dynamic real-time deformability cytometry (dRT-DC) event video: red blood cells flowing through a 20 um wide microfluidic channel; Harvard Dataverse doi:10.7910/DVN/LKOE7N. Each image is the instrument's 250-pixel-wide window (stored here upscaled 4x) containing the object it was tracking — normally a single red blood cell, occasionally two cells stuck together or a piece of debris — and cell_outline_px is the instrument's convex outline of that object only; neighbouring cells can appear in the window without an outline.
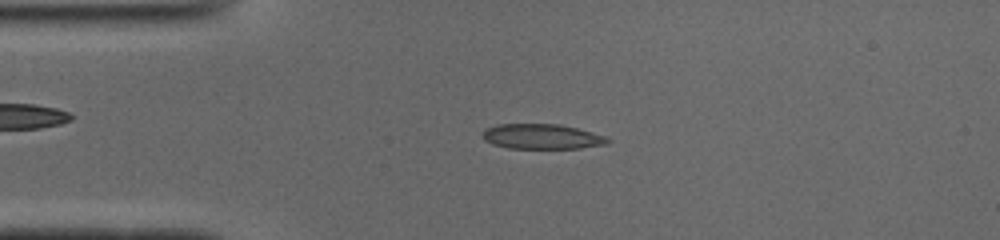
{"species": "common noctule bat (a hibernating species)", "species_latin": "Nyctalus noctula", "temperature_condition": "cold", "stored_images_in_passage": 49, "camera_frame_rate_fps": 3000, "um_per_image_px": 0.085, "animal": {"sex": "male", "body_mass_g": 19.0, "forearm_length_mm": 50.8}, "frame": {"image": 1, "passage_image": 10, "time_ms": 3.0, "image_size_px": [1000, 240], "cell_outline_px": [[612, 140], [608, 144], [580, 148], [508, 148], [492, 144], [484, 140], [484, 132], [488, 128], [496, 124], [560, 124], [576, 128], [604, 136]], "centroid_in_image_um": [46.08, 11.61], "position_along_channel_um": 38.9, "area_um2": 18.09}}
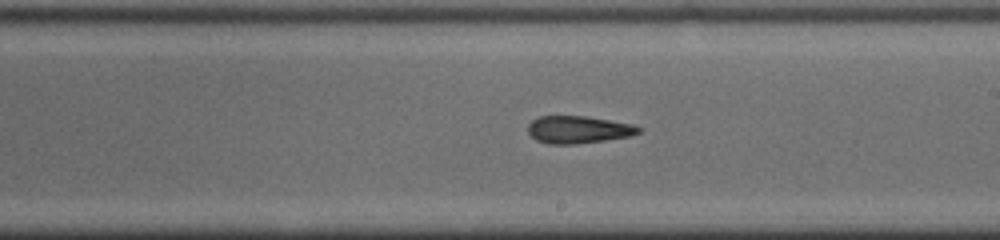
{"frame": {"image": 2, "passage_image": 27, "time_ms": 8.667, "image_size_px": [1000, 240], "cell_outline_px": [[644, 128], [640, 132], [632, 136], [576, 144], [548, 144], [536, 140], [528, 132], [528, 124], [532, 120], [540, 116], [588, 116], [632, 124]], "centroid_in_image_um": [49.18, 11.01], "position_along_channel_um": 239.8, "area_um2": 17.8}}
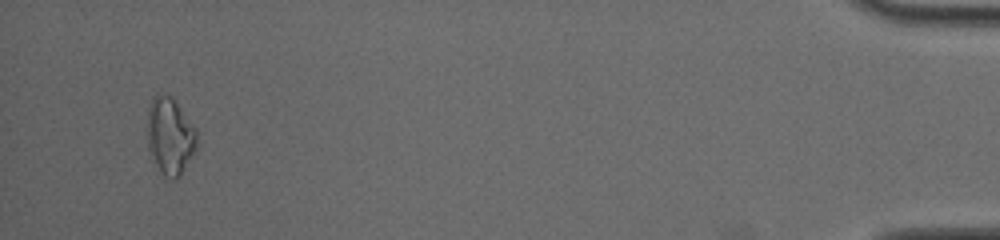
{"frame": {"image": 3, "passage_image": 47, "time_ms": 15.333, "image_size_px": [1000, 240], "cell_outline_px": [[196, 152], [180, 176], [176, 180], [172, 180], [164, 176], [160, 172], [152, 160], [148, 152], [148, 108], [152, 100], [160, 92], [172, 96], [196, 128]], "centroid_in_image_um": [14.46, 11.6], "position_along_channel_um": 420.7, "area_um2": 22.6}, "authors_computed_cell_mechanics": {"area_um2": 18.0914, "velocity_mm_per_s": 3.9453, "shape_relaxation_time_tau1_ms": null, "shape_relaxation_time_tau2_ms": 7.2545, "deformation_change_tau1": null, "deformation_change_tau2": 0.1835}}